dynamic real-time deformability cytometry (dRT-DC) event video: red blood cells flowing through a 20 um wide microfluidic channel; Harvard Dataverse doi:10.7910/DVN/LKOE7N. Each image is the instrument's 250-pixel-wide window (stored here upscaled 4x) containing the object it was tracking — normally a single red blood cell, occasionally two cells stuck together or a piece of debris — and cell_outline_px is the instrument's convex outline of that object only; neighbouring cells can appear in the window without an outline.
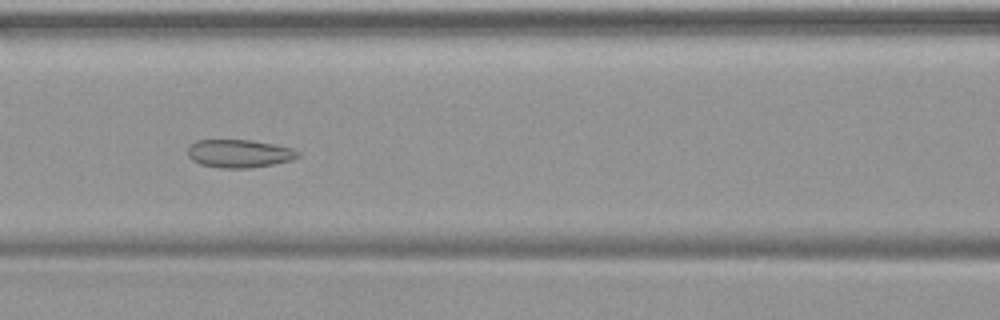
{"species": "common noctule bat (a hibernating species)", "species_latin": "Nyctalus noctula", "temperature_condition": "warm", "stored_images_in_passage": 36, "camera_frame_rate_fps": 3000, "um_per_image_px": 0.085, "animal": {"sex": "female", "body_mass_g": 19.9}, "frame": {"image": 1, "passage_image": 9, "time_ms": 2.667, "image_size_px": [1000, 320], "cell_outline_px": [[300, 156], [292, 160], [272, 164], [248, 168], [224, 168], [200, 164], [192, 160], [188, 156], [188, 144], [196, 140], [252, 140], [276, 144], [292, 148], [300, 152]], "centroid_in_image_um": [20.33, 13.04], "position_along_channel_um": 146.3, "area_um2": 18.15}}
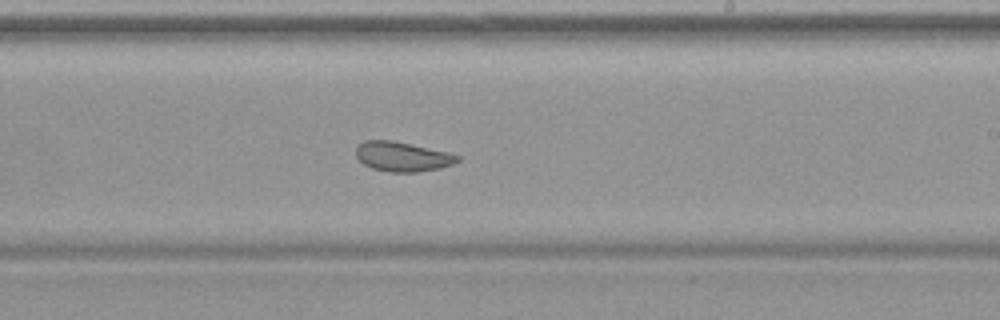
{"frame": {"image": 2, "passage_image": 17, "time_ms": 5.333, "image_size_px": [1000, 320], "cell_outline_px": [[460, 160], [452, 164], [440, 168], [416, 172], [392, 172], [372, 168], [364, 164], [356, 156], [356, 144], [364, 140], [392, 140], [448, 152], [460, 156]], "centroid_in_image_um": [34.18, 13.3], "position_along_channel_um": 254.8, "area_um2": 17.51}}
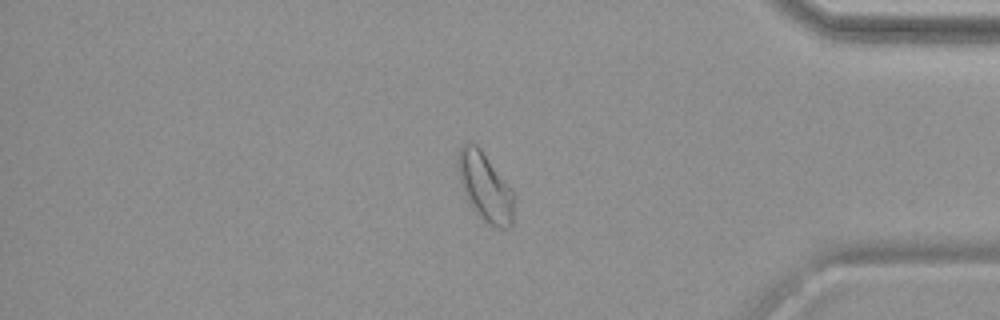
{"frame": {"image": 3, "passage_image": 29, "time_ms": 9.333, "image_size_px": [1000, 320], "cell_outline_px": [[516, 196], [512, 224], [508, 228], [496, 228], [488, 224], [472, 208], [464, 192], [460, 180], [456, 164], [460, 148], [468, 140], [472, 140], [480, 148], [512, 188]], "centroid_in_image_um": [41.26, 15.88], "position_along_channel_um": 393.9, "area_um2": 22.72}}